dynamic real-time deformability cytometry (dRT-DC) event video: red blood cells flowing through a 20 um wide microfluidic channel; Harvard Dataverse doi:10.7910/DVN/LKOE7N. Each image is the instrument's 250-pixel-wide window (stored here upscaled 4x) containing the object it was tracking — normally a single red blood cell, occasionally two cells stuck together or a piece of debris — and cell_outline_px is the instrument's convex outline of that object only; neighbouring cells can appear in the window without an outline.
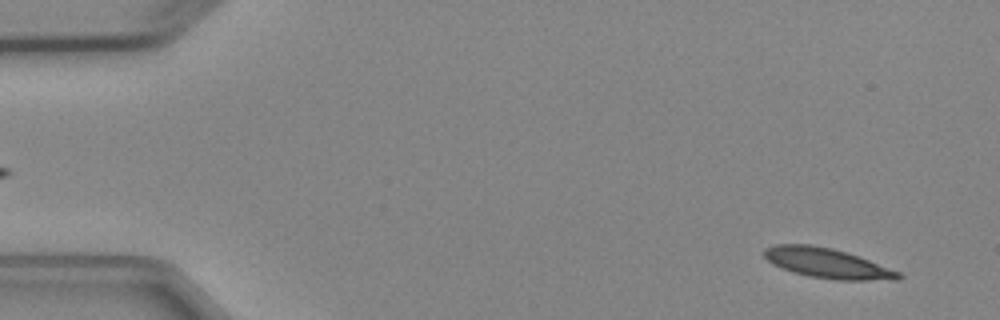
{"species": "Egyptian fruit bat (a non-hibernating species)", "species_latin": "Rousettus aegyptiacus", "temperature_condition": "cold", "stored_images_in_passage": 3, "segment_of_instrument_passage": [2, 2], "camera_frame_rate_fps": 3000, "um_per_image_px": 0.085, "animal": {"sex": "female"}, "frame": {"image": 1, "passage_image": 3, "time_ms": 3.0, "image_size_px": [1000, 320], "cell_outline_px": [[904, 276], [900, 280], [836, 280], [808, 276], [792, 272], [772, 264], [764, 256], [764, 248], [776, 244], [812, 244], [832, 248], [860, 256], [900, 272]], "centroid_in_image_um": [70.34, 22.37], "position_along_channel_um": 14.7, "area_um2": 23.64}}